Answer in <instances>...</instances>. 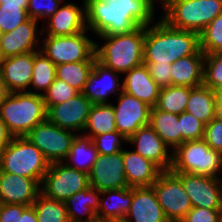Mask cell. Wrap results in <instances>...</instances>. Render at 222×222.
<instances>
[{
	"label": "cell",
	"mask_w": 222,
	"mask_h": 222,
	"mask_svg": "<svg viewBox=\"0 0 222 222\" xmlns=\"http://www.w3.org/2000/svg\"><path fill=\"white\" fill-rule=\"evenodd\" d=\"M156 3L154 0H117L114 3L85 0L87 29L96 36L130 33L155 22Z\"/></svg>",
	"instance_id": "6da1fadb"
},
{
	"label": "cell",
	"mask_w": 222,
	"mask_h": 222,
	"mask_svg": "<svg viewBox=\"0 0 222 222\" xmlns=\"http://www.w3.org/2000/svg\"><path fill=\"white\" fill-rule=\"evenodd\" d=\"M158 18L155 23L145 26L143 63L172 64L200 49L198 33L171 27Z\"/></svg>",
	"instance_id": "7a4b0ae2"
},
{
	"label": "cell",
	"mask_w": 222,
	"mask_h": 222,
	"mask_svg": "<svg viewBox=\"0 0 222 222\" xmlns=\"http://www.w3.org/2000/svg\"><path fill=\"white\" fill-rule=\"evenodd\" d=\"M99 39L103 43L95 44L97 61L106 68L121 75L143 63L145 41V26H140L130 33L101 34Z\"/></svg>",
	"instance_id": "3957f363"
},
{
	"label": "cell",
	"mask_w": 222,
	"mask_h": 222,
	"mask_svg": "<svg viewBox=\"0 0 222 222\" xmlns=\"http://www.w3.org/2000/svg\"><path fill=\"white\" fill-rule=\"evenodd\" d=\"M0 118L13 137H25L38 123L47 119L43 95L10 93L0 106Z\"/></svg>",
	"instance_id": "277c9868"
},
{
	"label": "cell",
	"mask_w": 222,
	"mask_h": 222,
	"mask_svg": "<svg viewBox=\"0 0 222 222\" xmlns=\"http://www.w3.org/2000/svg\"><path fill=\"white\" fill-rule=\"evenodd\" d=\"M160 8L171 27L200 34L222 13V0H167Z\"/></svg>",
	"instance_id": "5b68a950"
},
{
	"label": "cell",
	"mask_w": 222,
	"mask_h": 222,
	"mask_svg": "<svg viewBox=\"0 0 222 222\" xmlns=\"http://www.w3.org/2000/svg\"><path fill=\"white\" fill-rule=\"evenodd\" d=\"M50 163L27 138L14 137L0 152V171L36 179L40 184Z\"/></svg>",
	"instance_id": "8992f818"
},
{
	"label": "cell",
	"mask_w": 222,
	"mask_h": 222,
	"mask_svg": "<svg viewBox=\"0 0 222 222\" xmlns=\"http://www.w3.org/2000/svg\"><path fill=\"white\" fill-rule=\"evenodd\" d=\"M171 171L221 178L222 154L204 139L185 141L172 153Z\"/></svg>",
	"instance_id": "52a82bcc"
},
{
	"label": "cell",
	"mask_w": 222,
	"mask_h": 222,
	"mask_svg": "<svg viewBox=\"0 0 222 222\" xmlns=\"http://www.w3.org/2000/svg\"><path fill=\"white\" fill-rule=\"evenodd\" d=\"M89 30L68 36L41 37L40 51L55 65L80 61H96L95 44L87 36Z\"/></svg>",
	"instance_id": "ba28073f"
},
{
	"label": "cell",
	"mask_w": 222,
	"mask_h": 222,
	"mask_svg": "<svg viewBox=\"0 0 222 222\" xmlns=\"http://www.w3.org/2000/svg\"><path fill=\"white\" fill-rule=\"evenodd\" d=\"M89 186L88 173L57 162L49 165L40 189L46 197L64 202Z\"/></svg>",
	"instance_id": "9c48e42d"
},
{
	"label": "cell",
	"mask_w": 222,
	"mask_h": 222,
	"mask_svg": "<svg viewBox=\"0 0 222 222\" xmlns=\"http://www.w3.org/2000/svg\"><path fill=\"white\" fill-rule=\"evenodd\" d=\"M78 133L62 129L48 119L38 123L27 137L51 163L64 162Z\"/></svg>",
	"instance_id": "30bf717a"
},
{
	"label": "cell",
	"mask_w": 222,
	"mask_h": 222,
	"mask_svg": "<svg viewBox=\"0 0 222 222\" xmlns=\"http://www.w3.org/2000/svg\"><path fill=\"white\" fill-rule=\"evenodd\" d=\"M151 187L170 222H180L193 208L180 178L173 171H162Z\"/></svg>",
	"instance_id": "8fae6325"
},
{
	"label": "cell",
	"mask_w": 222,
	"mask_h": 222,
	"mask_svg": "<svg viewBox=\"0 0 222 222\" xmlns=\"http://www.w3.org/2000/svg\"><path fill=\"white\" fill-rule=\"evenodd\" d=\"M115 111L117 131L129 139L140 127L149 124L151 106L124 91L117 96Z\"/></svg>",
	"instance_id": "7c38bea8"
},
{
	"label": "cell",
	"mask_w": 222,
	"mask_h": 222,
	"mask_svg": "<svg viewBox=\"0 0 222 222\" xmlns=\"http://www.w3.org/2000/svg\"><path fill=\"white\" fill-rule=\"evenodd\" d=\"M193 207L219 209L222 195V178L174 172Z\"/></svg>",
	"instance_id": "4fadbf2b"
},
{
	"label": "cell",
	"mask_w": 222,
	"mask_h": 222,
	"mask_svg": "<svg viewBox=\"0 0 222 222\" xmlns=\"http://www.w3.org/2000/svg\"><path fill=\"white\" fill-rule=\"evenodd\" d=\"M91 101L80 92L75 97L47 109V119L56 126L82 134L85 129Z\"/></svg>",
	"instance_id": "5bb4252c"
},
{
	"label": "cell",
	"mask_w": 222,
	"mask_h": 222,
	"mask_svg": "<svg viewBox=\"0 0 222 222\" xmlns=\"http://www.w3.org/2000/svg\"><path fill=\"white\" fill-rule=\"evenodd\" d=\"M89 175V185L100 192L111 189L129 188L126 181L122 151L98 154Z\"/></svg>",
	"instance_id": "9a60e30c"
},
{
	"label": "cell",
	"mask_w": 222,
	"mask_h": 222,
	"mask_svg": "<svg viewBox=\"0 0 222 222\" xmlns=\"http://www.w3.org/2000/svg\"><path fill=\"white\" fill-rule=\"evenodd\" d=\"M39 24L37 20L29 18L11 32L0 34L2 58L40 50L41 38L39 36H42V29H39Z\"/></svg>",
	"instance_id": "2e32d148"
},
{
	"label": "cell",
	"mask_w": 222,
	"mask_h": 222,
	"mask_svg": "<svg viewBox=\"0 0 222 222\" xmlns=\"http://www.w3.org/2000/svg\"><path fill=\"white\" fill-rule=\"evenodd\" d=\"M122 76L96 60L82 93L92 104L111 103V95L117 97L123 92V78L120 79Z\"/></svg>",
	"instance_id": "e0dca14e"
},
{
	"label": "cell",
	"mask_w": 222,
	"mask_h": 222,
	"mask_svg": "<svg viewBox=\"0 0 222 222\" xmlns=\"http://www.w3.org/2000/svg\"><path fill=\"white\" fill-rule=\"evenodd\" d=\"M64 0L58 10L42 25V35L68 36L87 30L85 0L80 6Z\"/></svg>",
	"instance_id": "ac0fdd59"
},
{
	"label": "cell",
	"mask_w": 222,
	"mask_h": 222,
	"mask_svg": "<svg viewBox=\"0 0 222 222\" xmlns=\"http://www.w3.org/2000/svg\"><path fill=\"white\" fill-rule=\"evenodd\" d=\"M142 157L155 163L162 171L171 169L173 150L158 136L148 124L140 127L128 140L127 144Z\"/></svg>",
	"instance_id": "d6986e66"
},
{
	"label": "cell",
	"mask_w": 222,
	"mask_h": 222,
	"mask_svg": "<svg viewBox=\"0 0 222 222\" xmlns=\"http://www.w3.org/2000/svg\"><path fill=\"white\" fill-rule=\"evenodd\" d=\"M40 185L36 179L0 171V203L32 206Z\"/></svg>",
	"instance_id": "ffe728a7"
},
{
	"label": "cell",
	"mask_w": 222,
	"mask_h": 222,
	"mask_svg": "<svg viewBox=\"0 0 222 222\" xmlns=\"http://www.w3.org/2000/svg\"><path fill=\"white\" fill-rule=\"evenodd\" d=\"M34 66V51L2 59L0 75L10 93L29 92Z\"/></svg>",
	"instance_id": "44dd1931"
},
{
	"label": "cell",
	"mask_w": 222,
	"mask_h": 222,
	"mask_svg": "<svg viewBox=\"0 0 222 222\" xmlns=\"http://www.w3.org/2000/svg\"><path fill=\"white\" fill-rule=\"evenodd\" d=\"M124 219L128 222H170L152 187H132V203Z\"/></svg>",
	"instance_id": "7402d4cb"
},
{
	"label": "cell",
	"mask_w": 222,
	"mask_h": 222,
	"mask_svg": "<svg viewBox=\"0 0 222 222\" xmlns=\"http://www.w3.org/2000/svg\"><path fill=\"white\" fill-rule=\"evenodd\" d=\"M122 158L129 187H151L162 172L155 163L142 157L134 149L123 148Z\"/></svg>",
	"instance_id": "603a6c76"
},
{
	"label": "cell",
	"mask_w": 222,
	"mask_h": 222,
	"mask_svg": "<svg viewBox=\"0 0 222 222\" xmlns=\"http://www.w3.org/2000/svg\"><path fill=\"white\" fill-rule=\"evenodd\" d=\"M123 91L155 107L161 87L152 79L147 66L142 63L123 75Z\"/></svg>",
	"instance_id": "cb8c5ba5"
},
{
	"label": "cell",
	"mask_w": 222,
	"mask_h": 222,
	"mask_svg": "<svg viewBox=\"0 0 222 222\" xmlns=\"http://www.w3.org/2000/svg\"><path fill=\"white\" fill-rule=\"evenodd\" d=\"M205 53L199 49L195 54L177 59L171 64L172 85L197 87L203 84Z\"/></svg>",
	"instance_id": "d4e9b609"
},
{
	"label": "cell",
	"mask_w": 222,
	"mask_h": 222,
	"mask_svg": "<svg viewBox=\"0 0 222 222\" xmlns=\"http://www.w3.org/2000/svg\"><path fill=\"white\" fill-rule=\"evenodd\" d=\"M100 196L99 190L89 186L64 201L70 222H91L98 219Z\"/></svg>",
	"instance_id": "484cf974"
},
{
	"label": "cell",
	"mask_w": 222,
	"mask_h": 222,
	"mask_svg": "<svg viewBox=\"0 0 222 222\" xmlns=\"http://www.w3.org/2000/svg\"><path fill=\"white\" fill-rule=\"evenodd\" d=\"M132 203V187L101 192L97 217L100 220H122Z\"/></svg>",
	"instance_id": "4316f807"
},
{
	"label": "cell",
	"mask_w": 222,
	"mask_h": 222,
	"mask_svg": "<svg viewBox=\"0 0 222 222\" xmlns=\"http://www.w3.org/2000/svg\"><path fill=\"white\" fill-rule=\"evenodd\" d=\"M149 125L172 150L182 144L177 114L152 107Z\"/></svg>",
	"instance_id": "83f0119b"
},
{
	"label": "cell",
	"mask_w": 222,
	"mask_h": 222,
	"mask_svg": "<svg viewBox=\"0 0 222 222\" xmlns=\"http://www.w3.org/2000/svg\"><path fill=\"white\" fill-rule=\"evenodd\" d=\"M117 131L115 111L111 103L92 104L83 135L93 138L109 132Z\"/></svg>",
	"instance_id": "f1b7e54d"
},
{
	"label": "cell",
	"mask_w": 222,
	"mask_h": 222,
	"mask_svg": "<svg viewBox=\"0 0 222 222\" xmlns=\"http://www.w3.org/2000/svg\"><path fill=\"white\" fill-rule=\"evenodd\" d=\"M185 111L207 125L215 118L214 91L204 84L192 87Z\"/></svg>",
	"instance_id": "f546056e"
},
{
	"label": "cell",
	"mask_w": 222,
	"mask_h": 222,
	"mask_svg": "<svg viewBox=\"0 0 222 222\" xmlns=\"http://www.w3.org/2000/svg\"><path fill=\"white\" fill-rule=\"evenodd\" d=\"M98 156L92 138L77 134L67 158L64 160L69 167L89 173Z\"/></svg>",
	"instance_id": "4dcf8cb0"
},
{
	"label": "cell",
	"mask_w": 222,
	"mask_h": 222,
	"mask_svg": "<svg viewBox=\"0 0 222 222\" xmlns=\"http://www.w3.org/2000/svg\"><path fill=\"white\" fill-rule=\"evenodd\" d=\"M56 79V65L40 50L34 51V66L29 92L43 95Z\"/></svg>",
	"instance_id": "1f68e13d"
},
{
	"label": "cell",
	"mask_w": 222,
	"mask_h": 222,
	"mask_svg": "<svg viewBox=\"0 0 222 222\" xmlns=\"http://www.w3.org/2000/svg\"><path fill=\"white\" fill-rule=\"evenodd\" d=\"M190 90V87L177 85L162 87L155 108L180 115L186 110Z\"/></svg>",
	"instance_id": "d6a6232c"
},
{
	"label": "cell",
	"mask_w": 222,
	"mask_h": 222,
	"mask_svg": "<svg viewBox=\"0 0 222 222\" xmlns=\"http://www.w3.org/2000/svg\"><path fill=\"white\" fill-rule=\"evenodd\" d=\"M95 61H80L56 65V78L82 92Z\"/></svg>",
	"instance_id": "836d02e7"
},
{
	"label": "cell",
	"mask_w": 222,
	"mask_h": 222,
	"mask_svg": "<svg viewBox=\"0 0 222 222\" xmlns=\"http://www.w3.org/2000/svg\"><path fill=\"white\" fill-rule=\"evenodd\" d=\"M32 206L38 222H70L65 202L46 197L41 192Z\"/></svg>",
	"instance_id": "e575fe53"
},
{
	"label": "cell",
	"mask_w": 222,
	"mask_h": 222,
	"mask_svg": "<svg viewBox=\"0 0 222 222\" xmlns=\"http://www.w3.org/2000/svg\"><path fill=\"white\" fill-rule=\"evenodd\" d=\"M200 49L205 54L222 52V13L199 34Z\"/></svg>",
	"instance_id": "d590c367"
},
{
	"label": "cell",
	"mask_w": 222,
	"mask_h": 222,
	"mask_svg": "<svg viewBox=\"0 0 222 222\" xmlns=\"http://www.w3.org/2000/svg\"><path fill=\"white\" fill-rule=\"evenodd\" d=\"M203 84L213 91L222 87V54H205Z\"/></svg>",
	"instance_id": "8d00e7d4"
},
{
	"label": "cell",
	"mask_w": 222,
	"mask_h": 222,
	"mask_svg": "<svg viewBox=\"0 0 222 222\" xmlns=\"http://www.w3.org/2000/svg\"><path fill=\"white\" fill-rule=\"evenodd\" d=\"M28 19L27 10L20 5L0 4V34L11 32Z\"/></svg>",
	"instance_id": "74e56055"
},
{
	"label": "cell",
	"mask_w": 222,
	"mask_h": 222,
	"mask_svg": "<svg viewBox=\"0 0 222 222\" xmlns=\"http://www.w3.org/2000/svg\"><path fill=\"white\" fill-rule=\"evenodd\" d=\"M79 93L78 90L71 87L68 83L56 78L48 90L43 94V98L46 108L48 109L50 106L63 103Z\"/></svg>",
	"instance_id": "f35d334b"
},
{
	"label": "cell",
	"mask_w": 222,
	"mask_h": 222,
	"mask_svg": "<svg viewBox=\"0 0 222 222\" xmlns=\"http://www.w3.org/2000/svg\"><path fill=\"white\" fill-rule=\"evenodd\" d=\"M125 138L118 131L97 135L92 138V142L98 154L111 155L123 150V143H127Z\"/></svg>",
	"instance_id": "ab89813d"
},
{
	"label": "cell",
	"mask_w": 222,
	"mask_h": 222,
	"mask_svg": "<svg viewBox=\"0 0 222 222\" xmlns=\"http://www.w3.org/2000/svg\"><path fill=\"white\" fill-rule=\"evenodd\" d=\"M182 143L185 141L203 139L205 124L188 112L178 115Z\"/></svg>",
	"instance_id": "60d3db41"
},
{
	"label": "cell",
	"mask_w": 222,
	"mask_h": 222,
	"mask_svg": "<svg viewBox=\"0 0 222 222\" xmlns=\"http://www.w3.org/2000/svg\"><path fill=\"white\" fill-rule=\"evenodd\" d=\"M63 1L64 0H29L27 8L28 17L38 22H43L58 10Z\"/></svg>",
	"instance_id": "b9f144b4"
},
{
	"label": "cell",
	"mask_w": 222,
	"mask_h": 222,
	"mask_svg": "<svg viewBox=\"0 0 222 222\" xmlns=\"http://www.w3.org/2000/svg\"><path fill=\"white\" fill-rule=\"evenodd\" d=\"M203 139L210 148L222 154V121L214 118L205 125Z\"/></svg>",
	"instance_id": "7bdbcfd3"
},
{
	"label": "cell",
	"mask_w": 222,
	"mask_h": 222,
	"mask_svg": "<svg viewBox=\"0 0 222 222\" xmlns=\"http://www.w3.org/2000/svg\"><path fill=\"white\" fill-rule=\"evenodd\" d=\"M152 79L162 88L172 85L171 64L144 63Z\"/></svg>",
	"instance_id": "ee69618b"
},
{
	"label": "cell",
	"mask_w": 222,
	"mask_h": 222,
	"mask_svg": "<svg viewBox=\"0 0 222 222\" xmlns=\"http://www.w3.org/2000/svg\"><path fill=\"white\" fill-rule=\"evenodd\" d=\"M180 222H220L219 209L193 207Z\"/></svg>",
	"instance_id": "f6af8a7d"
},
{
	"label": "cell",
	"mask_w": 222,
	"mask_h": 222,
	"mask_svg": "<svg viewBox=\"0 0 222 222\" xmlns=\"http://www.w3.org/2000/svg\"><path fill=\"white\" fill-rule=\"evenodd\" d=\"M29 206L0 203V222H20V216Z\"/></svg>",
	"instance_id": "bcb514c9"
},
{
	"label": "cell",
	"mask_w": 222,
	"mask_h": 222,
	"mask_svg": "<svg viewBox=\"0 0 222 222\" xmlns=\"http://www.w3.org/2000/svg\"><path fill=\"white\" fill-rule=\"evenodd\" d=\"M13 138L14 137L8 130L7 125L0 118V152L9 145Z\"/></svg>",
	"instance_id": "7dc6e473"
},
{
	"label": "cell",
	"mask_w": 222,
	"mask_h": 222,
	"mask_svg": "<svg viewBox=\"0 0 222 222\" xmlns=\"http://www.w3.org/2000/svg\"><path fill=\"white\" fill-rule=\"evenodd\" d=\"M215 94V118L222 121V87L214 91Z\"/></svg>",
	"instance_id": "c3c4849f"
},
{
	"label": "cell",
	"mask_w": 222,
	"mask_h": 222,
	"mask_svg": "<svg viewBox=\"0 0 222 222\" xmlns=\"http://www.w3.org/2000/svg\"><path fill=\"white\" fill-rule=\"evenodd\" d=\"M20 222H38L36 211L33 206H29L20 216Z\"/></svg>",
	"instance_id": "681fc988"
},
{
	"label": "cell",
	"mask_w": 222,
	"mask_h": 222,
	"mask_svg": "<svg viewBox=\"0 0 222 222\" xmlns=\"http://www.w3.org/2000/svg\"><path fill=\"white\" fill-rule=\"evenodd\" d=\"M9 95H10V92L7 89V86L5 82L2 80V77L0 75V106Z\"/></svg>",
	"instance_id": "f907efd6"
},
{
	"label": "cell",
	"mask_w": 222,
	"mask_h": 222,
	"mask_svg": "<svg viewBox=\"0 0 222 222\" xmlns=\"http://www.w3.org/2000/svg\"><path fill=\"white\" fill-rule=\"evenodd\" d=\"M28 2H29V0H0V4L20 5L22 8H24L26 10L28 8Z\"/></svg>",
	"instance_id": "816d5d0a"
},
{
	"label": "cell",
	"mask_w": 222,
	"mask_h": 222,
	"mask_svg": "<svg viewBox=\"0 0 222 222\" xmlns=\"http://www.w3.org/2000/svg\"><path fill=\"white\" fill-rule=\"evenodd\" d=\"M219 217H220V222H222V195H221V202L219 206Z\"/></svg>",
	"instance_id": "f5cc1de1"
},
{
	"label": "cell",
	"mask_w": 222,
	"mask_h": 222,
	"mask_svg": "<svg viewBox=\"0 0 222 222\" xmlns=\"http://www.w3.org/2000/svg\"><path fill=\"white\" fill-rule=\"evenodd\" d=\"M100 2H104V3H114L115 1L117 2V0H98Z\"/></svg>",
	"instance_id": "db71d44e"
},
{
	"label": "cell",
	"mask_w": 222,
	"mask_h": 222,
	"mask_svg": "<svg viewBox=\"0 0 222 222\" xmlns=\"http://www.w3.org/2000/svg\"><path fill=\"white\" fill-rule=\"evenodd\" d=\"M91 222H114L112 220H100V219H96L94 221H91Z\"/></svg>",
	"instance_id": "11a10c76"
},
{
	"label": "cell",
	"mask_w": 222,
	"mask_h": 222,
	"mask_svg": "<svg viewBox=\"0 0 222 222\" xmlns=\"http://www.w3.org/2000/svg\"><path fill=\"white\" fill-rule=\"evenodd\" d=\"M155 2L157 1V4H160L159 7L161 5H163L167 0H154Z\"/></svg>",
	"instance_id": "9f6ffc18"
},
{
	"label": "cell",
	"mask_w": 222,
	"mask_h": 222,
	"mask_svg": "<svg viewBox=\"0 0 222 222\" xmlns=\"http://www.w3.org/2000/svg\"><path fill=\"white\" fill-rule=\"evenodd\" d=\"M2 56H1V53H0V70H1V65H2Z\"/></svg>",
	"instance_id": "6f0895ef"
},
{
	"label": "cell",
	"mask_w": 222,
	"mask_h": 222,
	"mask_svg": "<svg viewBox=\"0 0 222 222\" xmlns=\"http://www.w3.org/2000/svg\"><path fill=\"white\" fill-rule=\"evenodd\" d=\"M114 222H128V221H126L125 219H122V220H117V221H114Z\"/></svg>",
	"instance_id": "680465c9"
}]
</instances>
